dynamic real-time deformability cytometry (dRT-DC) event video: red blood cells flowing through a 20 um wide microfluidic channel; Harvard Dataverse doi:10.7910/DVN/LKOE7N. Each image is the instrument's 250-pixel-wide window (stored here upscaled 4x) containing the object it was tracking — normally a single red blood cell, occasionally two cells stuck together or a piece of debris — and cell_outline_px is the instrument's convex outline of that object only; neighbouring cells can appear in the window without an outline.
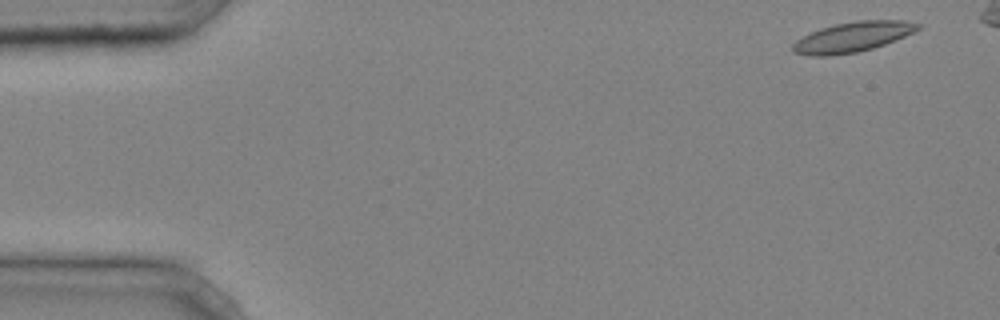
{"species": "common noctule bat (a hibernating species)", "species_latin": "Nyctalus noctula", "temperature_condition": "cold", "stored_images_in_passage": 40, "camera_frame_rate_fps": 3000, "um_per_image_px": 0.085, "animal": {"sex": "male", "body_mass_g": 20.4}, "frame": {"image": 1, "passage_image": 2, "time_ms": 0.333, "image_size_px": [1000, 320], "cell_outline_px": [[924, 24], [920, 28], [896, 40], [872, 48], [856, 52], [828, 56], [812, 56], [792, 52], [792, 44], [796, 40], [820, 28], [836, 24], [856, 20], [904, 20]], "centroid_in_image_um": [72.48, 3.13], "position_along_channel_um": 12.5, "area_um2": 21.85}}
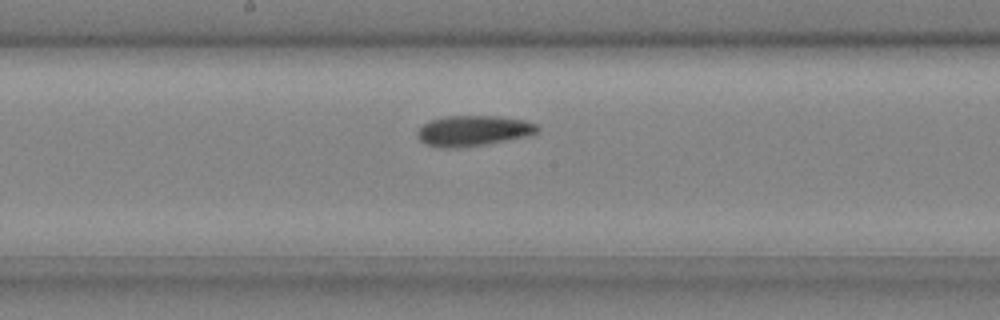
{"frame": {"image": 2, "passage_image": 24, "time_ms": 7.667, "image_size_px": [1000, 320], "cell_outline_px": [[540, 128], [532, 136], [488, 144], [456, 148], [440, 148], [424, 144], [416, 136], [416, 132], [428, 120], [448, 116], [500, 116], [524, 120], [536, 124]], "centroid_in_image_um": [40.23, 11.13], "position_along_channel_um": 208.0, "area_um2": 21.73}}
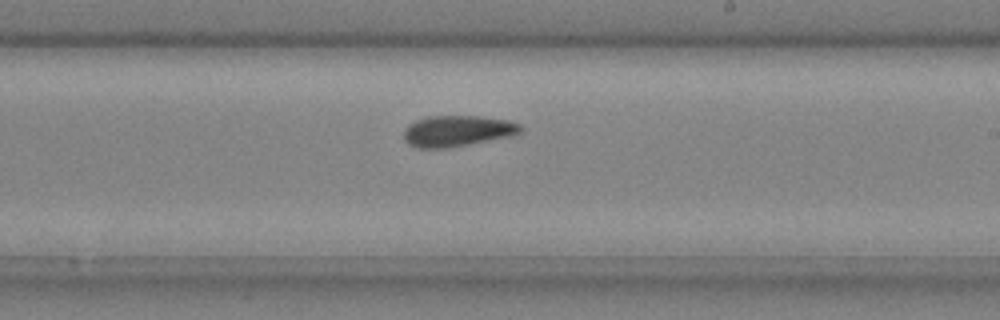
{"frame": {"image": 3, "passage_image": 27, "time_ms": 8.667, "image_size_px": [1000, 320], "cell_outline_px": [[524, 128], [520, 132], [512, 136], [444, 148], [416, 148], [408, 144], [404, 140], [404, 128], [408, 124], [416, 120], [428, 116], [480, 116], [508, 120], [520, 124]], "centroid_in_image_um": [38.86, 11.12], "position_along_channel_um": 250.1, "area_um2": 21.15}, "authors_computed_cell_mechanics": {"area_um2": 21.1837, "velocity_mm_per_s": 4.2235, "shape_relaxation_time_tau1_ms": 5.0808, "shape_relaxation_time_tau2_ms": 9.5653, "deformation_change_tau1": 0.0869, "deformation_change_tau2": 0.1549}}